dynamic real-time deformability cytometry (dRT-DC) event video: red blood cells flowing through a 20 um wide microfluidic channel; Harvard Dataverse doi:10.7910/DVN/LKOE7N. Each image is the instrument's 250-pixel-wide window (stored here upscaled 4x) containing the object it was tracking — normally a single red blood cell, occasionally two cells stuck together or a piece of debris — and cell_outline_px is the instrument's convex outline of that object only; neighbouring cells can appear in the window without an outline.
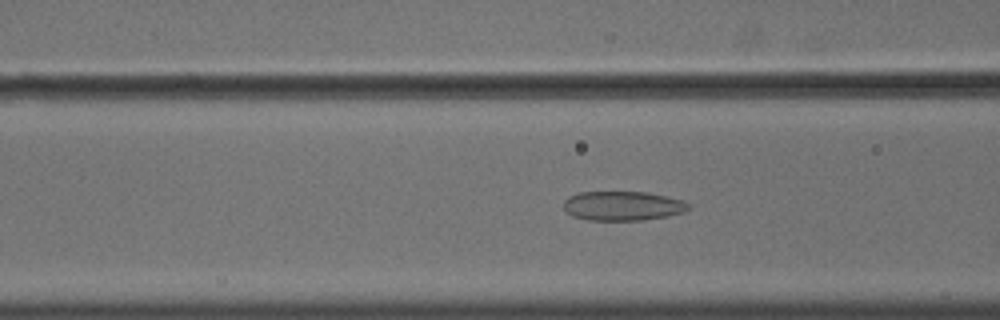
{"species": "common noctule bat (a hibernating species)", "species_latin": "Nyctalus noctula", "temperature_condition": "cold", "stored_images_in_passage": 56, "camera_frame_rate_fps": 3000, "um_per_image_px": 0.085, "animal": {"sex": "male", "body_mass_g": 18.8}, "frame": {"image": 1, "passage_image": 23, "time_ms": 7.333, "image_size_px": [1000, 320], "cell_outline_px": [[692, 208], [684, 212], [668, 216], [644, 220], [588, 220], [572, 216], [564, 208], [564, 200], [568, 196], [580, 192], [644, 192], [684, 200], [692, 204]], "centroid_in_image_um": [52.97, 17.5], "position_along_channel_um": 113.6, "area_um2": 21.5}}
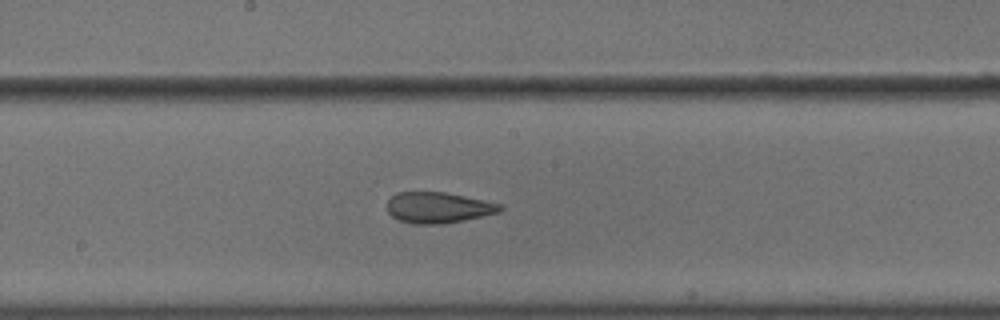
{"frame": {"image": 2, "passage_image": 31, "time_ms": 10.0, "image_size_px": [1000, 320], "cell_outline_px": [[504, 208], [500, 212], [464, 220], [444, 224], [412, 224], [400, 220], [392, 216], [388, 212], [388, 200], [396, 192], [444, 192], [464, 196], [500, 204]], "centroid_in_image_um": [37.24, 17.65], "position_along_channel_um": 211.0, "area_um2": 20.23}}
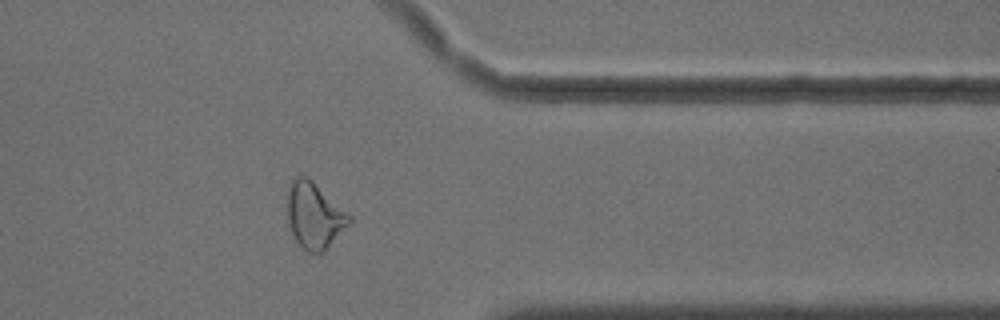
{"frame": {"image": 3, "passage_image": 46, "time_ms": 15.0, "image_size_px": [1000, 320], "cell_outline_px": [[352, 220], [324, 252], [308, 252], [296, 240], [288, 224], [288, 192], [292, 180], [296, 176], [304, 176], [312, 180], [352, 216]], "centroid_in_image_um": [26.73, 18.31], "position_along_channel_um": 384.7, "area_um2": 23.41}, "authors_computed_cell_mechanics": {"area_um2": 23.9581, "velocity_mm_per_s": 3.6336, "shape_relaxation_time_tau1_ms": null, "shape_relaxation_time_tau2_ms": 2.0734, "deformation_change_tau1": null, "deformation_change_tau2": 0.1064}}